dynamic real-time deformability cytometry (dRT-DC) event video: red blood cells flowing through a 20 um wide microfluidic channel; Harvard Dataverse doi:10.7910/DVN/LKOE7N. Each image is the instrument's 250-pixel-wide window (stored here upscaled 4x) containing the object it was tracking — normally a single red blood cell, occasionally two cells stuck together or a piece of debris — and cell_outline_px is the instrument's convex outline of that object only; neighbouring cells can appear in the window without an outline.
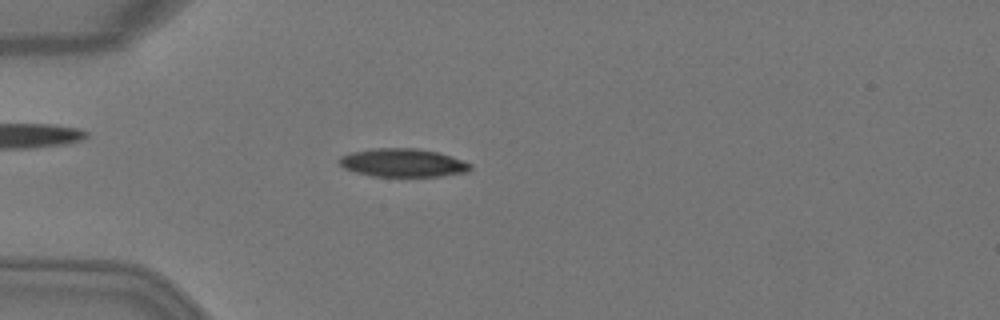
{"species": "Egyptian fruit bat (a non-hibernating species)", "species_latin": "Rousettus aegyptiacus", "temperature_condition": "warm", "stored_images_in_passage": 41, "camera_frame_rate_fps": 3000, "um_per_image_px": 0.085, "animal": {"sex": "female"}, "frame": {"image": 1, "passage_image": 5, "time_ms": 1.333, "image_size_px": [1000, 320], "cell_outline_px": [[472, 168], [468, 172], [440, 176], [372, 176], [356, 172], [344, 168], [340, 164], [340, 156], [352, 152], [372, 148], [416, 148], [436, 152], [472, 164]], "centroid_in_image_um": [34.23, 13.84], "position_along_channel_um": 50.8, "area_um2": 21.39}}
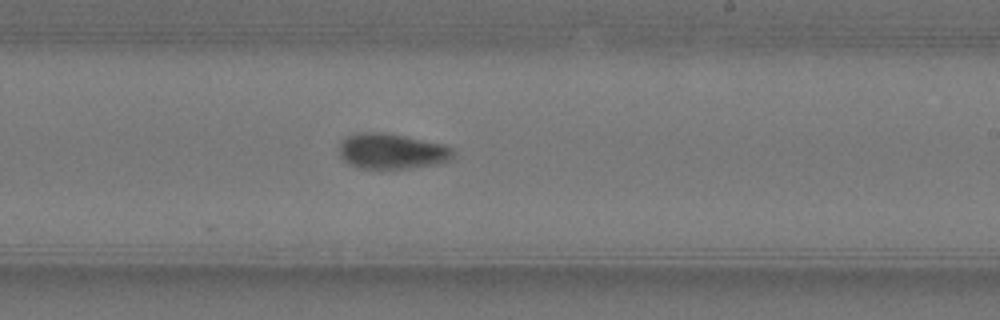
{"frame": {"image": 2, "passage_image": 21, "time_ms": 6.667, "image_size_px": [1000, 320], "cell_outline_px": [[456, 152], [452, 160], [436, 164], [408, 168], [360, 168], [348, 164], [340, 156], [340, 144], [348, 136], [356, 132], [380, 132], [404, 136], [444, 144], [452, 148]], "centroid_in_image_um": [33.34, 12.85], "position_along_channel_um": 255.7, "area_um2": 23.52}}
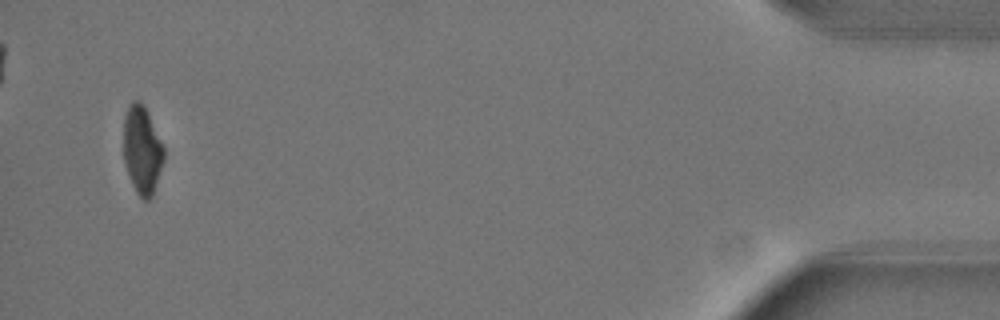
{"frame": {"image": 3, "passage_image": 39, "time_ms": 12.667, "image_size_px": [1000, 320], "cell_outline_px": [[164, 160], [152, 196], [148, 200], [144, 200], [136, 192], [132, 184], [124, 160], [124, 116], [128, 104], [132, 100], [140, 100], [144, 104], [164, 148]], "centroid_in_image_um": [12.07, 12.71], "position_along_channel_um": 423.1, "area_um2": 20.58}, "authors_computed_cell_mechanics": {"area_um2": 22.4842, "velocity_mm_per_s": 4.0833, "shape_relaxation_time_tau1_ms": 3.0682, "shape_relaxation_time_tau2_ms": 6.0899, "deformation_change_tau1": 0.1911, "deformation_change_tau2": 0.0968}}